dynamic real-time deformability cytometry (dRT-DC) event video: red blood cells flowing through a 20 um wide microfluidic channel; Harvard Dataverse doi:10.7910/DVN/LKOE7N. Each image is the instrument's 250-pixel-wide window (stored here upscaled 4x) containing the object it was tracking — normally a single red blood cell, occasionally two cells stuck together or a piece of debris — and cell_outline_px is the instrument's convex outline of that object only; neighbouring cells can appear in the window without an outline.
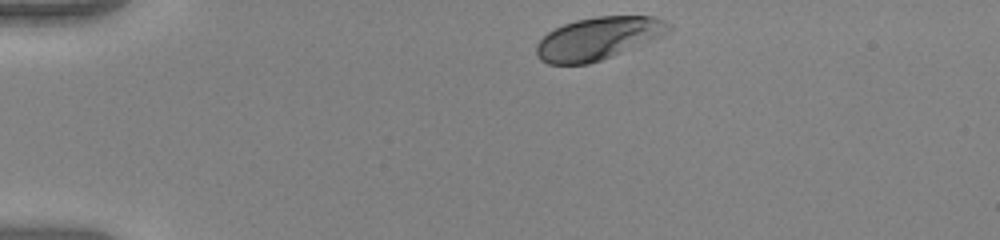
{"species": "human", "species_latin": "Homo sapiens", "temperature_condition": "warm", "stored_images_in_passage": 36, "camera_frame_rate_fps": 3000, "um_per_image_px": 0.085, "donor": {"sex": "female"}, "frame": {"image": 1, "passage_image": 1, "time_ms": 0.0, "image_size_px": [1000, 240], "cell_outline_px": [[672, 28], [668, 32], [656, 40], [612, 56], [588, 64], [548, 64], [540, 60], [536, 56], [536, 44], [548, 32], [564, 24], [576, 20], [596, 16], [656, 16], [672, 24]], "centroid_in_image_um": [50.89, 3.26], "position_along_channel_um": 34.1, "area_um2": 33.12}}
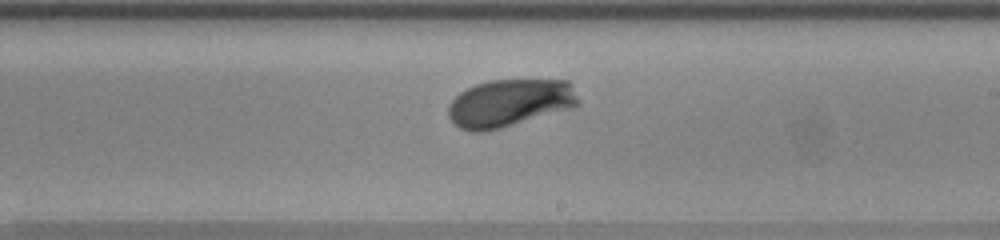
{"frame": {"image": 2, "passage_image": 22, "time_ms": 7.0, "image_size_px": [1000, 240], "cell_outline_px": [[580, 104], [572, 108], [500, 128], [484, 132], [468, 132], [460, 128], [448, 116], [448, 104], [460, 92], [476, 84], [488, 80], [568, 80], [580, 100]], "centroid_in_image_um": [43.31, 8.75], "position_along_channel_um": 245.7, "area_um2": 36.07}}
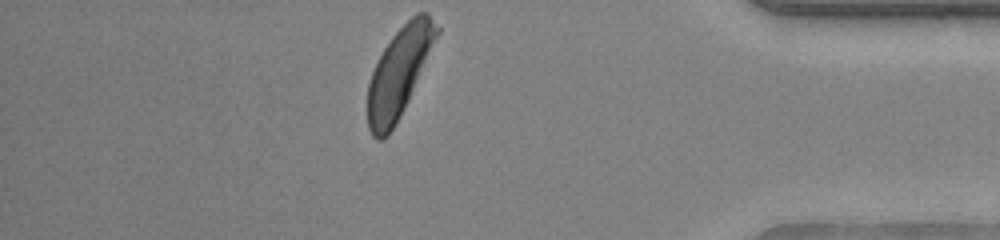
{"frame": {"image": 3, "passage_image": 36, "time_ms": 11.667, "image_size_px": [1000, 240], "cell_outline_px": [[440, 32], [400, 116], [396, 124], [388, 136], [380, 140], [376, 140], [372, 136], [368, 128], [368, 84], [372, 72], [384, 48], [392, 36], [416, 12], [428, 12], [440, 28]], "centroid_in_image_um": [33.92, 6.15], "position_along_channel_um": 401.3, "area_um2": 35.37}, "authors_computed_cell_mechanics": {"area_um2": 34.9401, "velocity_mm_per_s": 3.9584, "shape_relaxation_time_tau1_ms": 1.7269, "shape_relaxation_time_tau2_ms": null, "deformation_change_tau1": 0.1216, "deformation_change_tau2": null}}